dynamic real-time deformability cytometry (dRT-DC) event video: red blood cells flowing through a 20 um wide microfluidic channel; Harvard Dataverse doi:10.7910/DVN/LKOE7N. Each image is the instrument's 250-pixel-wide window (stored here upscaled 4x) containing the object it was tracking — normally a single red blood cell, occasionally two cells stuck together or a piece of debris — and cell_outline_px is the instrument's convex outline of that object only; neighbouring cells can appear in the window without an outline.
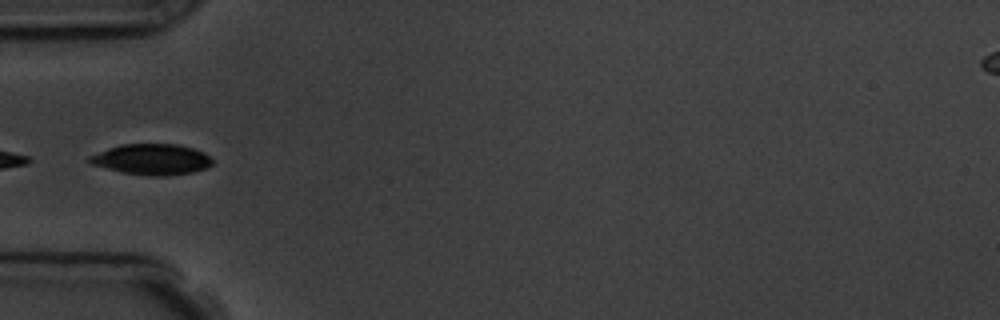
{"species": "common noctule bat (a hibernating species)", "species_latin": "Nyctalus noctula", "temperature_condition": "room temperature", "stored_images_in_passage": 4, "camera_frame_rate_fps": 3000, "um_per_image_px": 0.085, "animal": {"sex": "male", "body_mass_g": 19.5, "forearm_length_mm": 54.6}, "frame": {"image": 1, "passage_image": 4, "time_ms": 4.333, "image_size_px": [1000, 320], "cell_outline_px": [[212, 164], [208, 168], [192, 172], [164, 176], [152, 176], [120, 172], [92, 164], [88, 160], [88, 156], [108, 148], [120, 144], [176, 144], [192, 148], [204, 152], [212, 160]], "centroid_in_image_um": [12.89, 13.54], "position_along_channel_um": 72.1, "area_um2": 22.02}}